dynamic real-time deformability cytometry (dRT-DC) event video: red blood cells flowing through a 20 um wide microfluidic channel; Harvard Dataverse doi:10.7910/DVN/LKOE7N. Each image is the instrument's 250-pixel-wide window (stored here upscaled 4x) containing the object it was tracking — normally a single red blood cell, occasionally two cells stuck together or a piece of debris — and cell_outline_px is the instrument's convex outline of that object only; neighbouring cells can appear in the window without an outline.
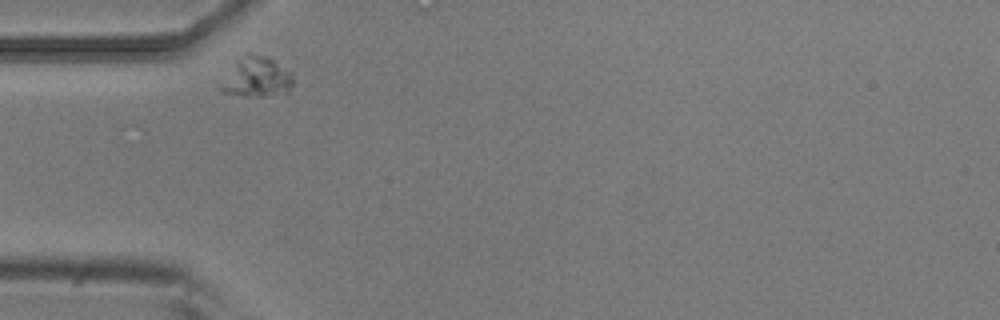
{"species": "common noctule bat (a hibernating species)", "species_latin": "Nyctalus noctula", "temperature_condition": "room temperature", "stored_images_in_passage": 3, "camera_frame_rate_fps": 3000, "um_per_image_px": 0.085, "animal": {"sex": "male", "body_mass_g": 20.5, "forearm_length_mm": 52.5}, "frame": {"image": 1, "passage_image": 1, "time_ms": 0.0, "image_size_px": [1000, 320], "cell_outline_px": [[292, 84], [288, 92], [264, 96], [244, 96], [220, 92], [220, 88], [236, 60], [244, 52], [252, 52], [268, 56], [288, 72], [292, 76]], "centroid_in_image_um": [21.8, 6.54], "position_along_channel_um": 63.2, "area_um2": 16.59}}
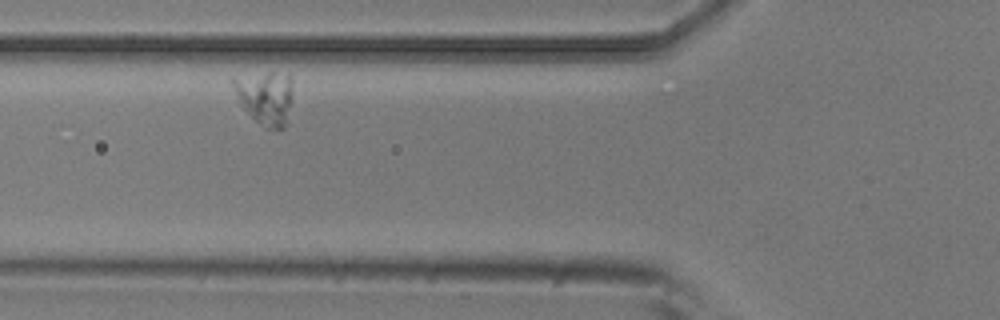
{"frame": {"image": 2, "passage_image": 2, "time_ms": 0.333, "image_size_px": [1000, 320], "cell_outline_px": [[292, 100], [288, 120], [284, 128], [264, 128], [240, 104], [232, 84], [232, 80], [268, 72], [272, 72], [288, 76], [292, 80]], "centroid_in_image_um": [22.61, 8.32], "position_along_channel_um": 103.2, "area_um2": 18.15}}
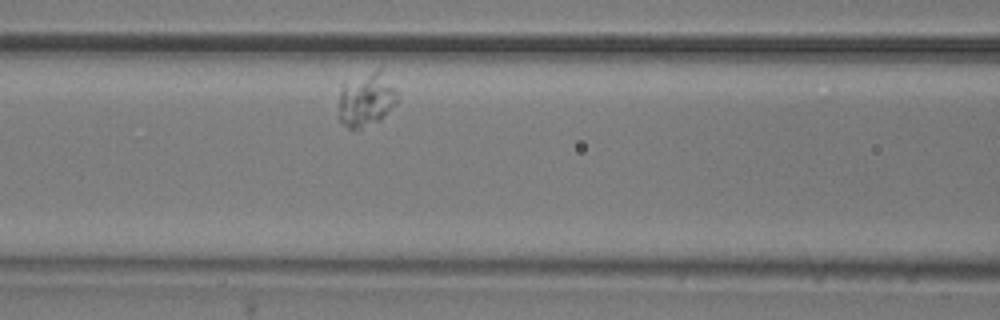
{"frame": {"image": 3, "passage_image": 3, "time_ms": 0.667, "image_size_px": [1000, 320], "cell_outline_px": [[396, 104], [380, 120], [360, 132], [348, 128], [336, 116], [340, 84], [344, 80], [380, 68], [396, 88]], "centroid_in_image_um": [31.06, 8.48], "position_along_channel_um": 135.5, "area_um2": 19.48}}